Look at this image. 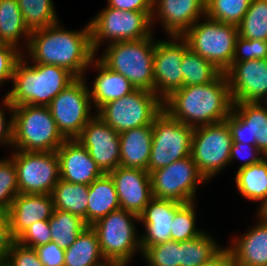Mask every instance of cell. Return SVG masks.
I'll return each instance as SVG.
<instances>
[{"instance_id":"obj_24","label":"cell","mask_w":267,"mask_h":266,"mask_svg":"<svg viewBox=\"0 0 267 266\" xmlns=\"http://www.w3.org/2000/svg\"><path fill=\"white\" fill-rule=\"evenodd\" d=\"M257 224L228 247L237 266H267V222L257 215Z\"/></svg>"},{"instance_id":"obj_47","label":"cell","mask_w":267,"mask_h":266,"mask_svg":"<svg viewBox=\"0 0 267 266\" xmlns=\"http://www.w3.org/2000/svg\"><path fill=\"white\" fill-rule=\"evenodd\" d=\"M2 107H0V143L12 147L13 142V110L14 106L5 98L2 97ZM7 108L11 113V117L7 120L3 109Z\"/></svg>"},{"instance_id":"obj_23","label":"cell","mask_w":267,"mask_h":266,"mask_svg":"<svg viewBox=\"0 0 267 266\" xmlns=\"http://www.w3.org/2000/svg\"><path fill=\"white\" fill-rule=\"evenodd\" d=\"M53 211L51 194L19 193L8 209L12 236L16 240L35 222L49 220Z\"/></svg>"},{"instance_id":"obj_30","label":"cell","mask_w":267,"mask_h":266,"mask_svg":"<svg viewBox=\"0 0 267 266\" xmlns=\"http://www.w3.org/2000/svg\"><path fill=\"white\" fill-rule=\"evenodd\" d=\"M235 183L244 198L261 202L260 208L267 201V157L256 164L237 169Z\"/></svg>"},{"instance_id":"obj_21","label":"cell","mask_w":267,"mask_h":266,"mask_svg":"<svg viewBox=\"0 0 267 266\" xmlns=\"http://www.w3.org/2000/svg\"><path fill=\"white\" fill-rule=\"evenodd\" d=\"M56 153L60 179L64 181L90 185L104 174L90 156L89 151L77 139H66Z\"/></svg>"},{"instance_id":"obj_48","label":"cell","mask_w":267,"mask_h":266,"mask_svg":"<svg viewBox=\"0 0 267 266\" xmlns=\"http://www.w3.org/2000/svg\"><path fill=\"white\" fill-rule=\"evenodd\" d=\"M107 7L138 12H153V0H107Z\"/></svg>"},{"instance_id":"obj_17","label":"cell","mask_w":267,"mask_h":266,"mask_svg":"<svg viewBox=\"0 0 267 266\" xmlns=\"http://www.w3.org/2000/svg\"><path fill=\"white\" fill-rule=\"evenodd\" d=\"M224 73L233 103H267V59L232 62Z\"/></svg>"},{"instance_id":"obj_49","label":"cell","mask_w":267,"mask_h":266,"mask_svg":"<svg viewBox=\"0 0 267 266\" xmlns=\"http://www.w3.org/2000/svg\"><path fill=\"white\" fill-rule=\"evenodd\" d=\"M15 241L11 233L9 218H0V264Z\"/></svg>"},{"instance_id":"obj_26","label":"cell","mask_w":267,"mask_h":266,"mask_svg":"<svg viewBox=\"0 0 267 266\" xmlns=\"http://www.w3.org/2000/svg\"><path fill=\"white\" fill-rule=\"evenodd\" d=\"M119 137L120 166L148 171L153 139L152 125L126 130L121 132Z\"/></svg>"},{"instance_id":"obj_38","label":"cell","mask_w":267,"mask_h":266,"mask_svg":"<svg viewBox=\"0 0 267 266\" xmlns=\"http://www.w3.org/2000/svg\"><path fill=\"white\" fill-rule=\"evenodd\" d=\"M195 201L184 203L174 215L171 240L187 241L200 236L204 231L196 227Z\"/></svg>"},{"instance_id":"obj_36","label":"cell","mask_w":267,"mask_h":266,"mask_svg":"<svg viewBox=\"0 0 267 266\" xmlns=\"http://www.w3.org/2000/svg\"><path fill=\"white\" fill-rule=\"evenodd\" d=\"M239 36L250 40L267 41V0H252L238 25Z\"/></svg>"},{"instance_id":"obj_52","label":"cell","mask_w":267,"mask_h":266,"mask_svg":"<svg viewBox=\"0 0 267 266\" xmlns=\"http://www.w3.org/2000/svg\"><path fill=\"white\" fill-rule=\"evenodd\" d=\"M0 218H9L8 210L0 203Z\"/></svg>"},{"instance_id":"obj_7","label":"cell","mask_w":267,"mask_h":266,"mask_svg":"<svg viewBox=\"0 0 267 266\" xmlns=\"http://www.w3.org/2000/svg\"><path fill=\"white\" fill-rule=\"evenodd\" d=\"M199 19L182 37L189 48L206 58L224 73L233 62L238 26L212 20L206 15Z\"/></svg>"},{"instance_id":"obj_25","label":"cell","mask_w":267,"mask_h":266,"mask_svg":"<svg viewBox=\"0 0 267 266\" xmlns=\"http://www.w3.org/2000/svg\"><path fill=\"white\" fill-rule=\"evenodd\" d=\"M90 65L98 73L92 83V89L89 87L91 102L96 111L105 103L120 99L136 90L126 77L110 70L98 58H94Z\"/></svg>"},{"instance_id":"obj_1","label":"cell","mask_w":267,"mask_h":266,"mask_svg":"<svg viewBox=\"0 0 267 266\" xmlns=\"http://www.w3.org/2000/svg\"><path fill=\"white\" fill-rule=\"evenodd\" d=\"M25 52L31 63L61 66L76 77H84L97 55L92 49L89 22L78 31L63 29L60 22L33 31Z\"/></svg>"},{"instance_id":"obj_45","label":"cell","mask_w":267,"mask_h":266,"mask_svg":"<svg viewBox=\"0 0 267 266\" xmlns=\"http://www.w3.org/2000/svg\"><path fill=\"white\" fill-rule=\"evenodd\" d=\"M265 155L257 148L256 145L242 144V143H232L230 150V163L238 159L243 160L240 168L248 167L252 164L260 162Z\"/></svg>"},{"instance_id":"obj_15","label":"cell","mask_w":267,"mask_h":266,"mask_svg":"<svg viewBox=\"0 0 267 266\" xmlns=\"http://www.w3.org/2000/svg\"><path fill=\"white\" fill-rule=\"evenodd\" d=\"M169 38L168 41L156 40L153 56L154 93L162 101L183 87L181 63L184 53L189 49L182 36Z\"/></svg>"},{"instance_id":"obj_4","label":"cell","mask_w":267,"mask_h":266,"mask_svg":"<svg viewBox=\"0 0 267 266\" xmlns=\"http://www.w3.org/2000/svg\"><path fill=\"white\" fill-rule=\"evenodd\" d=\"M153 35L141 40L113 42L98 59L110 70L126 77L135 89L154 92Z\"/></svg>"},{"instance_id":"obj_34","label":"cell","mask_w":267,"mask_h":266,"mask_svg":"<svg viewBox=\"0 0 267 266\" xmlns=\"http://www.w3.org/2000/svg\"><path fill=\"white\" fill-rule=\"evenodd\" d=\"M183 86L203 85L214 81L222 72L190 48L181 63Z\"/></svg>"},{"instance_id":"obj_29","label":"cell","mask_w":267,"mask_h":266,"mask_svg":"<svg viewBox=\"0 0 267 266\" xmlns=\"http://www.w3.org/2000/svg\"><path fill=\"white\" fill-rule=\"evenodd\" d=\"M30 35L31 32L24 23L18 1L0 0V44L12 45L25 53L23 50L28 47ZM21 37L25 42L23 46L25 49L19 45Z\"/></svg>"},{"instance_id":"obj_8","label":"cell","mask_w":267,"mask_h":266,"mask_svg":"<svg viewBox=\"0 0 267 266\" xmlns=\"http://www.w3.org/2000/svg\"><path fill=\"white\" fill-rule=\"evenodd\" d=\"M92 49L102 42L141 40L153 35L152 12L123 11L105 7L89 21Z\"/></svg>"},{"instance_id":"obj_46","label":"cell","mask_w":267,"mask_h":266,"mask_svg":"<svg viewBox=\"0 0 267 266\" xmlns=\"http://www.w3.org/2000/svg\"><path fill=\"white\" fill-rule=\"evenodd\" d=\"M38 258L44 266H64L65 249L51 241L35 248Z\"/></svg>"},{"instance_id":"obj_11","label":"cell","mask_w":267,"mask_h":266,"mask_svg":"<svg viewBox=\"0 0 267 266\" xmlns=\"http://www.w3.org/2000/svg\"><path fill=\"white\" fill-rule=\"evenodd\" d=\"M232 143L231 131L226 121L194 128L191 156L207 181L230 165Z\"/></svg>"},{"instance_id":"obj_41","label":"cell","mask_w":267,"mask_h":266,"mask_svg":"<svg viewBox=\"0 0 267 266\" xmlns=\"http://www.w3.org/2000/svg\"><path fill=\"white\" fill-rule=\"evenodd\" d=\"M267 59V41L245 39L238 35L233 62Z\"/></svg>"},{"instance_id":"obj_42","label":"cell","mask_w":267,"mask_h":266,"mask_svg":"<svg viewBox=\"0 0 267 266\" xmlns=\"http://www.w3.org/2000/svg\"><path fill=\"white\" fill-rule=\"evenodd\" d=\"M2 266H44L38 258L35 248H30L14 242L6 252Z\"/></svg>"},{"instance_id":"obj_22","label":"cell","mask_w":267,"mask_h":266,"mask_svg":"<svg viewBox=\"0 0 267 266\" xmlns=\"http://www.w3.org/2000/svg\"><path fill=\"white\" fill-rule=\"evenodd\" d=\"M183 204L174 200L153 197L139 215V223L145 227L140 236L142 252L148 246L171 241V229L175 212Z\"/></svg>"},{"instance_id":"obj_51","label":"cell","mask_w":267,"mask_h":266,"mask_svg":"<svg viewBox=\"0 0 267 266\" xmlns=\"http://www.w3.org/2000/svg\"><path fill=\"white\" fill-rule=\"evenodd\" d=\"M257 213L258 216L267 222V201L259 208Z\"/></svg>"},{"instance_id":"obj_32","label":"cell","mask_w":267,"mask_h":266,"mask_svg":"<svg viewBox=\"0 0 267 266\" xmlns=\"http://www.w3.org/2000/svg\"><path fill=\"white\" fill-rule=\"evenodd\" d=\"M204 231L200 236L179 242L180 266H201L223 247Z\"/></svg>"},{"instance_id":"obj_18","label":"cell","mask_w":267,"mask_h":266,"mask_svg":"<svg viewBox=\"0 0 267 266\" xmlns=\"http://www.w3.org/2000/svg\"><path fill=\"white\" fill-rule=\"evenodd\" d=\"M88 151L104 174L120 166L119 133L94 115L76 138Z\"/></svg>"},{"instance_id":"obj_3","label":"cell","mask_w":267,"mask_h":266,"mask_svg":"<svg viewBox=\"0 0 267 266\" xmlns=\"http://www.w3.org/2000/svg\"><path fill=\"white\" fill-rule=\"evenodd\" d=\"M23 53L12 77V89L4 97L15 107L20 105L48 106L77 77L56 65L28 63Z\"/></svg>"},{"instance_id":"obj_20","label":"cell","mask_w":267,"mask_h":266,"mask_svg":"<svg viewBox=\"0 0 267 266\" xmlns=\"http://www.w3.org/2000/svg\"><path fill=\"white\" fill-rule=\"evenodd\" d=\"M205 3L206 0H153L152 25L158 18L167 36H182L203 19Z\"/></svg>"},{"instance_id":"obj_31","label":"cell","mask_w":267,"mask_h":266,"mask_svg":"<svg viewBox=\"0 0 267 266\" xmlns=\"http://www.w3.org/2000/svg\"><path fill=\"white\" fill-rule=\"evenodd\" d=\"M88 190L89 185L59 179L51 193L54 209L77 215L87 224Z\"/></svg>"},{"instance_id":"obj_35","label":"cell","mask_w":267,"mask_h":266,"mask_svg":"<svg viewBox=\"0 0 267 266\" xmlns=\"http://www.w3.org/2000/svg\"><path fill=\"white\" fill-rule=\"evenodd\" d=\"M30 32L59 22L53 0H17Z\"/></svg>"},{"instance_id":"obj_40","label":"cell","mask_w":267,"mask_h":266,"mask_svg":"<svg viewBox=\"0 0 267 266\" xmlns=\"http://www.w3.org/2000/svg\"><path fill=\"white\" fill-rule=\"evenodd\" d=\"M18 194L19 186L14 161L9 156L0 159V203L8 210Z\"/></svg>"},{"instance_id":"obj_37","label":"cell","mask_w":267,"mask_h":266,"mask_svg":"<svg viewBox=\"0 0 267 266\" xmlns=\"http://www.w3.org/2000/svg\"><path fill=\"white\" fill-rule=\"evenodd\" d=\"M252 0H206L205 15L222 23L238 26Z\"/></svg>"},{"instance_id":"obj_2","label":"cell","mask_w":267,"mask_h":266,"mask_svg":"<svg viewBox=\"0 0 267 266\" xmlns=\"http://www.w3.org/2000/svg\"><path fill=\"white\" fill-rule=\"evenodd\" d=\"M233 101L225 73L211 83L183 86L163 101V110L193 128L225 121Z\"/></svg>"},{"instance_id":"obj_50","label":"cell","mask_w":267,"mask_h":266,"mask_svg":"<svg viewBox=\"0 0 267 266\" xmlns=\"http://www.w3.org/2000/svg\"><path fill=\"white\" fill-rule=\"evenodd\" d=\"M201 266H237L228 247H223L215 256Z\"/></svg>"},{"instance_id":"obj_10","label":"cell","mask_w":267,"mask_h":266,"mask_svg":"<svg viewBox=\"0 0 267 266\" xmlns=\"http://www.w3.org/2000/svg\"><path fill=\"white\" fill-rule=\"evenodd\" d=\"M152 128L149 173L166 167L176 160L191 156L193 127L182 124L162 110L155 117Z\"/></svg>"},{"instance_id":"obj_19","label":"cell","mask_w":267,"mask_h":266,"mask_svg":"<svg viewBox=\"0 0 267 266\" xmlns=\"http://www.w3.org/2000/svg\"><path fill=\"white\" fill-rule=\"evenodd\" d=\"M109 174L115 183L120 208L139 216L153 198L149 172L119 166Z\"/></svg>"},{"instance_id":"obj_13","label":"cell","mask_w":267,"mask_h":266,"mask_svg":"<svg viewBox=\"0 0 267 266\" xmlns=\"http://www.w3.org/2000/svg\"><path fill=\"white\" fill-rule=\"evenodd\" d=\"M149 174L153 197L182 204L194 202L198 185L207 182L192 156L176 160Z\"/></svg>"},{"instance_id":"obj_44","label":"cell","mask_w":267,"mask_h":266,"mask_svg":"<svg viewBox=\"0 0 267 266\" xmlns=\"http://www.w3.org/2000/svg\"><path fill=\"white\" fill-rule=\"evenodd\" d=\"M23 53L12 45L0 44V86L12 81L14 69Z\"/></svg>"},{"instance_id":"obj_28","label":"cell","mask_w":267,"mask_h":266,"mask_svg":"<svg viewBox=\"0 0 267 266\" xmlns=\"http://www.w3.org/2000/svg\"><path fill=\"white\" fill-rule=\"evenodd\" d=\"M64 266H111L103 257L96 231L87 226L64 254Z\"/></svg>"},{"instance_id":"obj_9","label":"cell","mask_w":267,"mask_h":266,"mask_svg":"<svg viewBox=\"0 0 267 266\" xmlns=\"http://www.w3.org/2000/svg\"><path fill=\"white\" fill-rule=\"evenodd\" d=\"M163 110V101L151 91L136 89L131 94L102 105L96 115L117 133L153 125Z\"/></svg>"},{"instance_id":"obj_5","label":"cell","mask_w":267,"mask_h":266,"mask_svg":"<svg viewBox=\"0 0 267 266\" xmlns=\"http://www.w3.org/2000/svg\"><path fill=\"white\" fill-rule=\"evenodd\" d=\"M65 140L48 106L14 107L12 142L14 150L55 152Z\"/></svg>"},{"instance_id":"obj_16","label":"cell","mask_w":267,"mask_h":266,"mask_svg":"<svg viewBox=\"0 0 267 266\" xmlns=\"http://www.w3.org/2000/svg\"><path fill=\"white\" fill-rule=\"evenodd\" d=\"M225 121L234 143L256 145L267 157V107L263 102L233 103Z\"/></svg>"},{"instance_id":"obj_39","label":"cell","mask_w":267,"mask_h":266,"mask_svg":"<svg viewBox=\"0 0 267 266\" xmlns=\"http://www.w3.org/2000/svg\"><path fill=\"white\" fill-rule=\"evenodd\" d=\"M142 256L149 266H180L179 242L171 240L148 246Z\"/></svg>"},{"instance_id":"obj_14","label":"cell","mask_w":267,"mask_h":266,"mask_svg":"<svg viewBox=\"0 0 267 266\" xmlns=\"http://www.w3.org/2000/svg\"><path fill=\"white\" fill-rule=\"evenodd\" d=\"M19 193L51 194L60 179L57 153L14 150Z\"/></svg>"},{"instance_id":"obj_43","label":"cell","mask_w":267,"mask_h":266,"mask_svg":"<svg viewBox=\"0 0 267 266\" xmlns=\"http://www.w3.org/2000/svg\"><path fill=\"white\" fill-rule=\"evenodd\" d=\"M51 241L52 234L48 220L35 222L16 239L19 244L30 248H36Z\"/></svg>"},{"instance_id":"obj_27","label":"cell","mask_w":267,"mask_h":266,"mask_svg":"<svg viewBox=\"0 0 267 266\" xmlns=\"http://www.w3.org/2000/svg\"><path fill=\"white\" fill-rule=\"evenodd\" d=\"M118 209L120 202L115 183L110 174H103L89 185L87 225H93L100 218Z\"/></svg>"},{"instance_id":"obj_33","label":"cell","mask_w":267,"mask_h":266,"mask_svg":"<svg viewBox=\"0 0 267 266\" xmlns=\"http://www.w3.org/2000/svg\"><path fill=\"white\" fill-rule=\"evenodd\" d=\"M48 221L52 241L63 249L70 247L88 226L81 217L58 209H54L53 215Z\"/></svg>"},{"instance_id":"obj_6","label":"cell","mask_w":267,"mask_h":266,"mask_svg":"<svg viewBox=\"0 0 267 266\" xmlns=\"http://www.w3.org/2000/svg\"><path fill=\"white\" fill-rule=\"evenodd\" d=\"M134 221L139 222L138 215L120 208L91 225L101 253L111 266H127L137 251L142 253Z\"/></svg>"},{"instance_id":"obj_12","label":"cell","mask_w":267,"mask_h":266,"mask_svg":"<svg viewBox=\"0 0 267 266\" xmlns=\"http://www.w3.org/2000/svg\"><path fill=\"white\" fill-rule=\"evenodd\" d=\"M85 77H77L48 105L58 130L66 139H76L94 116ZM91 113V114H90Z\"/></svg>"}]
</instances>
